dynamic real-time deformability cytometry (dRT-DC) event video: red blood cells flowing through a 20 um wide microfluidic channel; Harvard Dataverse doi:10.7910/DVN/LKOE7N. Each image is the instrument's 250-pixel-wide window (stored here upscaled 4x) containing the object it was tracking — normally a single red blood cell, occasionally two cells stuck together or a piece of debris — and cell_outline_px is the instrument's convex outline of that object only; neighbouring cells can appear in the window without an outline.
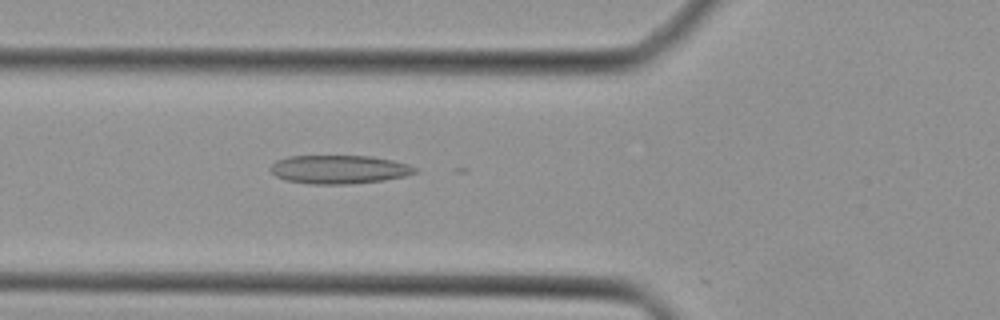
{"species": "Egyptian fruit bat (a non-hibernating species)", "species_latin": "Rousettus aegyptiacus", "temperature_condition": "cold", "stored_images_in_passage": 44, "camera_frame_rate_fps": 3000, "um_per_image_px": 0.085, "animal": {"sex": "female"}, "frame": {"image": 1, "passage_image": 16, "time_ms": 5.0, "image_size_px": [1000, 320], "cell_outline_px": [[416, 172], [404, 176], [384, 180], [348, 184], [308, 184], [284, 180], [276, 176], [268, 168], [276, 160], [288, 156], [372, 156], [392, 160], [408, 164], [416, 168]], "centroid_in_image_um": [28.77, 14.4], "position_along_channel_um": 97.0, "area_um2": 24.1}}
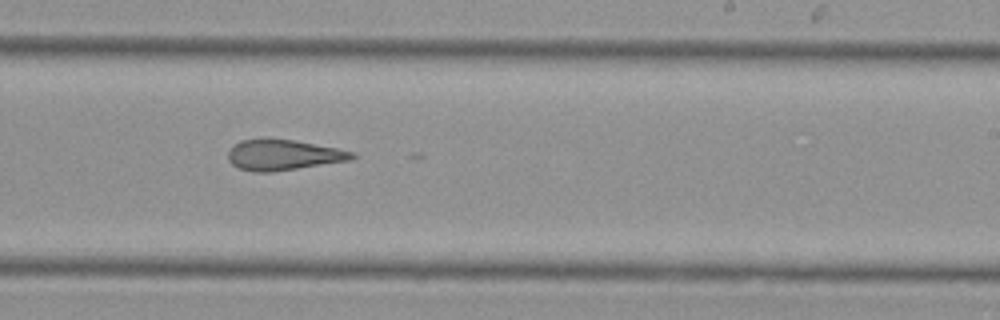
{"frame": {"image": 2, "passage_image": 27, "time_ms": 8.667, "image_size_px": [1000, 320], "cell_outline_px": [[356, 156], [352, 160], [272, 172], [252, 172], [240, 168], [232, 164], [228, 160], [228, 152], [240, 140], [296, 140], [356, 152]], "centroid_in_image_um": [24.13, 13.19], "position_along_channel_um": 264.9, "area_um2": 21.79}}
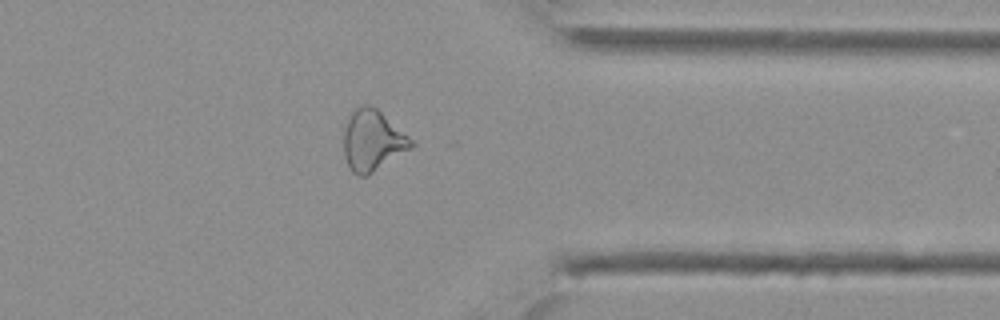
{"frame": {"image": 3, "passage_image": 35, "time_ms": 11.333, "image_size_px": [1000, 320], "cell_outline_px": [[416, 144], [412, 148], [368, 176], [360, 176], [352, 172], [348, 168], [344, 156], [344, 128], [348, 116], [360, 104], [368, 104], [376, 108], [408, 136]], "centroid_in_image_um": [31.64, 11.97], "position_along_channel_um": 379.8, "area_um2": 24.04}}